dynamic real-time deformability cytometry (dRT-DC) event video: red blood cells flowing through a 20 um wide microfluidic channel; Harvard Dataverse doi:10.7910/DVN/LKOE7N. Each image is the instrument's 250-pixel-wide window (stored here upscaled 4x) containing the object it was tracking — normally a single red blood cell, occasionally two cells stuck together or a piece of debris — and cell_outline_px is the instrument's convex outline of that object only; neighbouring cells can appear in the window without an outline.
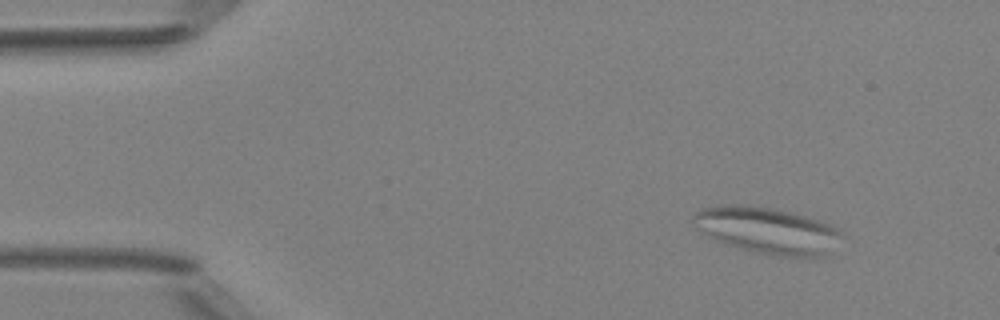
{"species": "Egyptian fruit bat (a non-hibernating species)", "species_latin": "Rousettus aegyptiacus", "temperature_condition": "room temperature", "stored_images_in_passage": 7, "camera_frame_rate_fps": 3000, "um_per_image_px": 0.085, "animal": {"sex": "female"}, "frame": {"image": 1, "passage_image": 2, "time_ms": 1.0, "image_size_px": [1000, 320], "cell_outline_px": [[844, 232], [832, 256], [784, 256], [756, 252], [740, 248], [716, 240], [700, 232], [692, 224], [692, 216], [700, 208], [720, 204], [740, 204], [768, 208], [792, 212], [820, 220]], "centroid_in_image_um": [65.24, 19.58], "position_along_channel_um": 19.8, "area_um2": 40.52}}
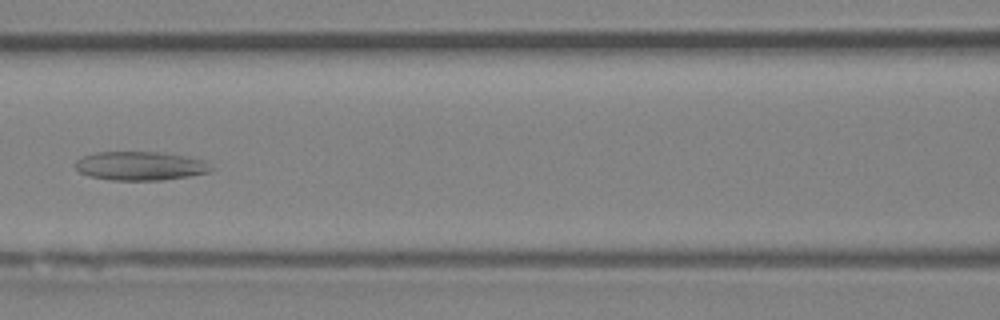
{"frame": {"image": 2, "passage_image": 7, "time_ms": 6.667, "image_size_px": [1000, 320], "cell_outline_px": [[216, 168], [212, 172], [164, 180], [112, 180], [88, 176], [80, 172], [76, 168], [76, 160], [84, 156], [96, 152], [160, 152], [184, 156], [204, 160]], "centroid_in_image_um": [11.97, 14.11], "position_along_channel_um": 154.6, "area_um2": 22.89}}